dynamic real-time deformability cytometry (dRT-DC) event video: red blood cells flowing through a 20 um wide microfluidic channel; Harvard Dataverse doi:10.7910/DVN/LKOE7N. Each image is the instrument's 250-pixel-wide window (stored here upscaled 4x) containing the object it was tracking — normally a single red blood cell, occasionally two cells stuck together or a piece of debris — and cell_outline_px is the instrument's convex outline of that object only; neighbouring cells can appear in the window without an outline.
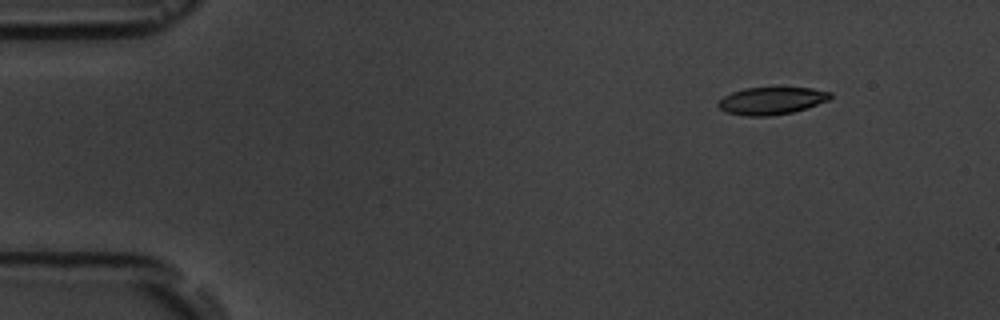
{"species": "common noctule bat (a hibernating species)", "species_latin": "Nyctalus noctula", "temperature_condition": "room temperature", "stored_images_in_passage": 4, "camera_frame_rate_fps": 3000, "um_per_image_px": 0.085, "animal": {"sex": "male", "body_mass_g": 19.5, "forearm_length_mm": 54.6}, "frame": {"image": 1, "passage_image": 2, "time_ms": 2.0, "image_size_px": [1000, 320], "cell_outline_px": [[832, 96], [828, 100], [792, 112], [768, 116], [744, 116], [728, 112], [720, 108], [716, 104], [724, 96], [732, 92], [744, 88], [780, 84], [812, 88], [832, 92]], "centroid_in_image_um": [65.6, 8.5], "position_along_channel_um": 19.4, "area_um2": 18.61}}